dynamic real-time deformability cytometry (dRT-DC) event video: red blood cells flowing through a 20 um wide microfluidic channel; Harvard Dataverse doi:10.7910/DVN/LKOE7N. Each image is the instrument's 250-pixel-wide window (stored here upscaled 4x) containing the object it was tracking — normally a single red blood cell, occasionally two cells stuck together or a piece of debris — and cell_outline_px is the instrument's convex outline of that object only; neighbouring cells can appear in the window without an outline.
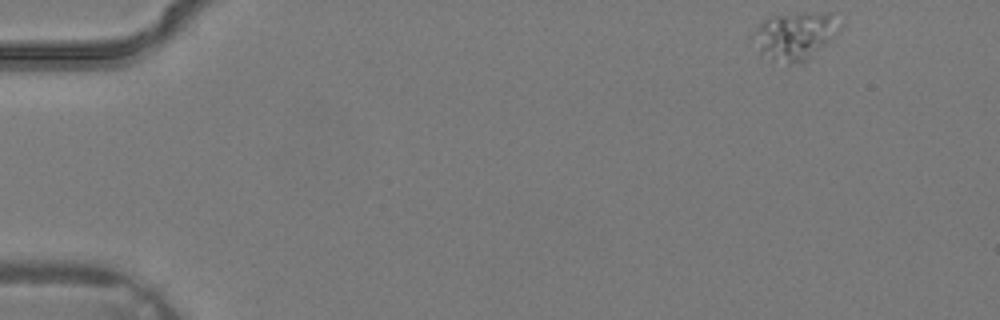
{"species": "common noctule bat (a hibernating species)", "species_latin": "Nyctalus noctula", "temperature_condition": "warm", "stored_images_in_passage": 3, "camera_frame_rate_fps": 3000, "um_per_image_px": 0.085, "animal": {"sex": "male", "body_mass_g": 19.2, "forearm_length_mm": 51.8}, "frame": {"image": 1, "passage_image": 1, "time_ms": 0.0, "image_size_px": [1000, 320], "cell_outline_px": [[840, 28], [804, 64], [788, 64], [772, 60], [760, 52], [752, 36], [756, 28], [764, 20], [772, 16], [804, 12], [832, 12]], "centroid_in_image_um": [67.55, 3.04], "position_along_channel_um": 17.4, "area_um2": 23.76}}